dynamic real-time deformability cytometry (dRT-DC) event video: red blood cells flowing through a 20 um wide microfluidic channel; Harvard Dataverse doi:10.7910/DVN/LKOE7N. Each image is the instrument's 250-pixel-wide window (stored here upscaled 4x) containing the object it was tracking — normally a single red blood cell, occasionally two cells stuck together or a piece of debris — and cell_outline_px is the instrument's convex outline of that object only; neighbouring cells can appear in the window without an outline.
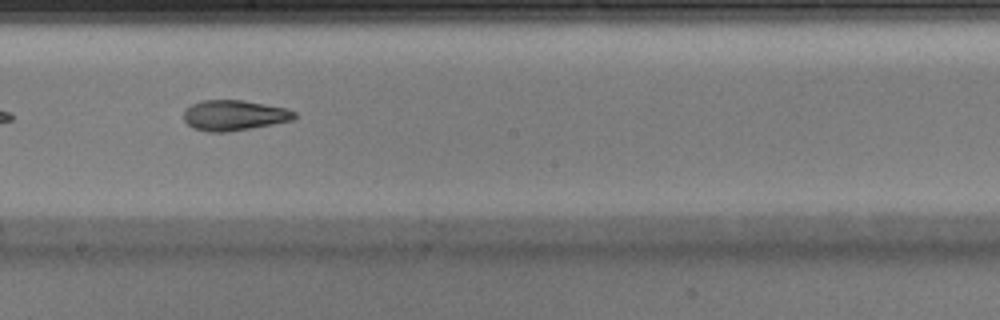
{"species": "Egyptian fruit bat (a non-hibernating species)", "species_latin": "Rousettus aegyptiacus", "temperature_condition": "warm", "stored_images_in_passage": 28, "camera_frame_rate_fps": 3000, "um_per_image_px": 0.085, "animal": {"sex": "male"}, "frame": {"image": 1, "passage_image": 13, "time_ms": 4.0, "image_size_px": [1000, 320], "cell_outline_px": [[300, 116], [296, 120], [252, 128], [228, 132], [208, 132], [192, 128], [184, 120], [184, 112], [192, 104], [204, 100], [244, 100], [288, 108], [296, 112]], "centroid_in_image_um": [19.99, 9.81], "position_along_channel_um": 228.2, "area_um2": 19.94}}
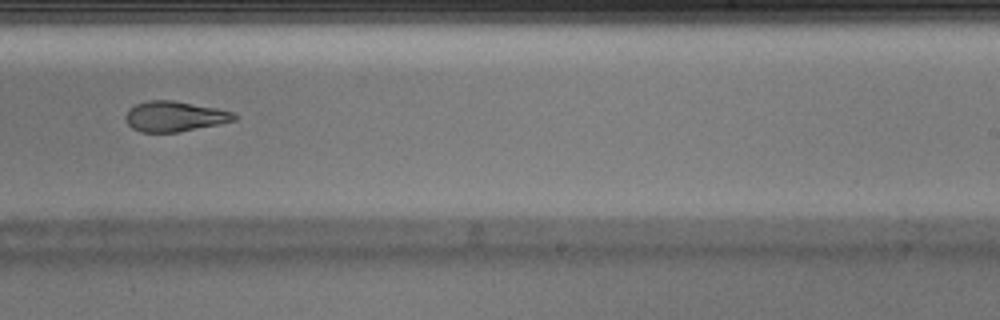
{"frame": {"image": 2, "passage_image": 16, "time_ms": 5.0, "image_size_px": [1000, 320], "cell_outline_px": [[236, 120], [180, 132], [140, 132], [132, 128], [124, 120], [124, 116], [136, 104], [148, 100], [172, 100], [216, 108], [232, 112], [236, 116]], "centroid_in_image_um": [14.81, 9.9], "position_along_channel_um": 274.2, "area_um2": 19.02}}